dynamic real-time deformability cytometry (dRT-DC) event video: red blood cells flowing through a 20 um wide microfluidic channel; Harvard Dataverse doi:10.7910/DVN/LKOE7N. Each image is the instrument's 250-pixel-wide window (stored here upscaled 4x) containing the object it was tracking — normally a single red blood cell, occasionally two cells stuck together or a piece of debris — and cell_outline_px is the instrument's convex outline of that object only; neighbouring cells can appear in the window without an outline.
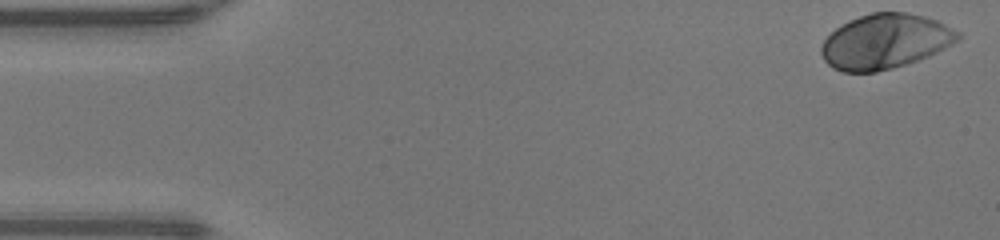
{"species": "human", "species_latin": "Homo sapiens", "temperature_condition": "warm", "stored_images_in_passage": 47, "camera_frame_rate_fps": 3000, "um_per_image_px": 0.085, "donor": {"sex": "male"}, "frame": {"image": 1, "passage_image": 1, "time_ms": 0.0, "image_size_px": [1000, 240], "cell_outline_px": [[960, 40], [928, 56], [892, 68], [876, 72], [844, 72], [832, 68], [824, 60], [820, 52], [820, 44], [836, 28], [848, 20], [872, 12], [904, 12], [924, 16], [936, 20], [960, 32]], "centroid_in_image_um": [75.21, 3.52], "position_along_channel_um": 9.8, "area_um2": 43.47}}
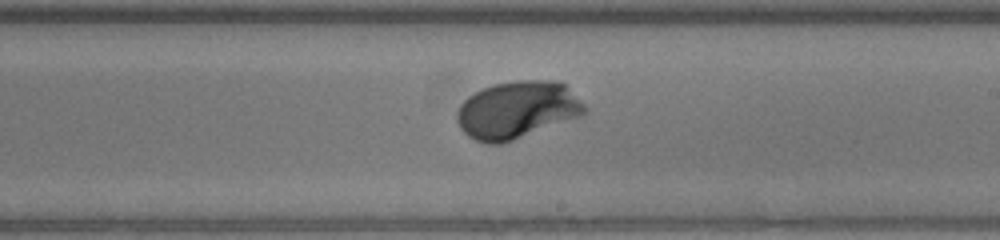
{"frame": {"image": 2, "passage_image": 27, "time_ms": 8.667, "image_size_px": [1000, 240], "cell_outline_px": [[588, 108], [580, 116], [504, 144], [488, 144], [476, 140], [468, 136], [460, 128], [456, 120], [456, 112], [460, 104], [468, 96], [480, 88], [492, 84], [516, 80], [560, 80]], "centroid_in_image_um": [43.92, 9.34], "position_along_channel_um": 245.1, "area_um2": 43.0}}
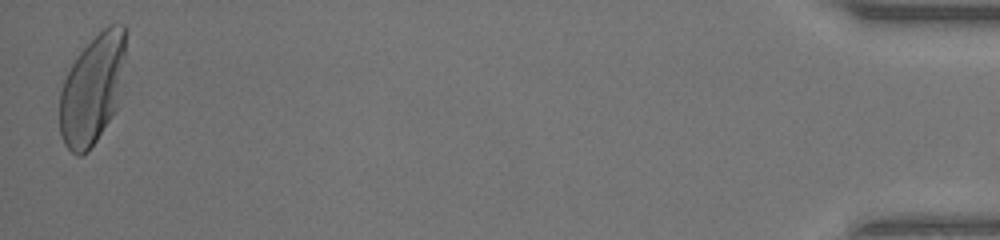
{"frame": {"image": 3, "passage_image": 47, "time_ms": 15.333, "image_size_px": [1000, 240], "cell_outline_px": [[128, 28], [124, 56], [116, 108], [112, 116], [88, 152], [80, 156], [76, 156], [64, 144], [60, 136], [60, 92], [64, 80], [76, 56], [108, 24], [124, 24]], "centroid_in_image_um": [7.84, 7.58], "position_along_channel_um": 427.4, "area_um2": 41.73}, "authors_computed_cell_mechanics": {"area_um2": 41.6738, "velocity_mm_per_s": 4.2591, "shape_relaxation_time_tau1_ms": 2.1538, "shape_relaxation_time_tau2_ms": null, "deformation_change_tau1": 0.1744, "deformation_change_tau2": null}}